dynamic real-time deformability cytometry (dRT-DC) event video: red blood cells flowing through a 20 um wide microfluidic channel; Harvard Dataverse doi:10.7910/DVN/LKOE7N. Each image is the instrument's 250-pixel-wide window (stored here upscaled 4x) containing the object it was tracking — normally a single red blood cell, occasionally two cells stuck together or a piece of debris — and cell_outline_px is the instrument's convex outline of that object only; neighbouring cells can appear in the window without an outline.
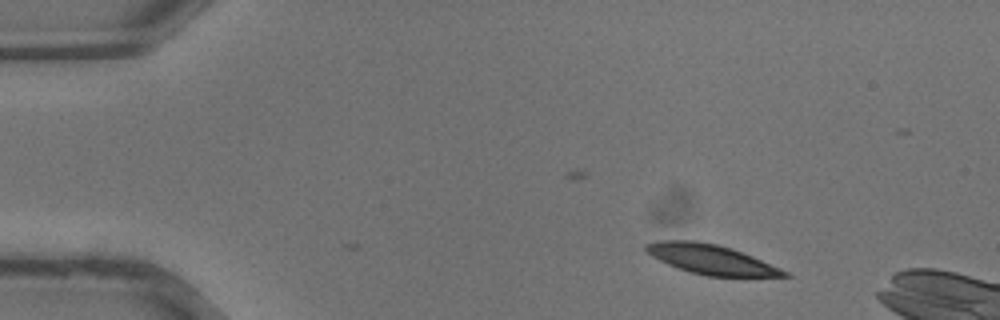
{"species": "common noctule bat (a hibernating species)", "species_latin": "Nyctalus noctula", "temperature_condition": "warm", "stored_images_in_passage": 6, "camera_frame_rate_fps": 3000, "um_per_image_px": 0.085, "animal": {"sex": "male", "body_mass_g": 13.3}, "frame": {"image": 1, "passage_image": 1, "time_ms": 0.0, "image_size_px": [1000, 320], "cell_outline_px": [[792, 276], [708, 276], [692, 272], [668, 264], [644, 252], [644, 244], [660, 240], [696, 240], [716, 244], [732, 248], [752, 256], [780, 268], [788, 272]], "centroid_in_image_um": [60.39, 22.02], "position_along_channel_um": 24.6, "area_um2": 23.64}}